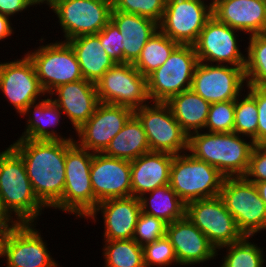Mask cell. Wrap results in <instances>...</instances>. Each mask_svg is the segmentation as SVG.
I'll use <instances>...</instances> for the list:
<instances>
[{
  "label": "cell",
  "mask_w": 266,
  "mask_h": 267,
  "mask_svg": "<svg viewBox=\"0 0 266 267\" xmlns=\"http://www.w3.org/2000/svg\"><path fill=\"white\" fill-rule=\"evenodd\" d=\"M93 152L75 141L67 148L65 157V187L62 199L53 207L84 219L95 208V196L90 179Z\"/></svg>",
  "instance_id": "5b68a950"
},
{
  "label": "cell",
  "mask_w": 266,
  "mask_h": 267,
  "mask_svg": "<svg viewBox=\"0 0 266 267\" xmlns=\"http://www.w3.org/2000/svg\"><path fill=\"white\" fill-rule=\"evenodd\" d=\"M139 200L141 212L160 218L167 224L185 216L186 204L169 184L143 194Z\"/></svg>",
  "instance_id": "f546056e"
},
{
  "label": "cell",
  "mask_w": 266,
  "mask_h": 267,
  "mask_svg": "<svg viewBox=\"0 0 266 267\" xmlns=\"http://www.w3.org/2000/svg\"><path fill=\"white\" fill-rule=\"evenodd\" d=\"M185 216L208 238L216 250L244 237L220 196L187 203Z\"/></svg>",
  "instance_id": "7c38bea8"
},
{
  "label": "cell",
  "mask_w": 266,
  "mask_h": 267,
  "mask_svg": "<svg viewBox=\"0 0 266 267\" xmlns=\"http://www.w3.org/2000/svg\"><path fill=\"white\" fill-rule=\"evenodd\" d=\"M36 223L19 224L10 233L5 249L6 267H57ZM49 252V253H48Z\"/></svg>",
  "instance_id": "d6986e66"
},
{
  "label": "cell",
  "mask_w": 266,
  "mask_h": 267,
  "mask_svg": "<svg viewBox=\"0 0 266 267\" xmlns=\"http://www.w3.org/2000/svg\"><path fill=\"white\" fill-rule=\"evenodd\" d=\"M167 104L183 131L190 136L204 129L210 103L191 89L173 96Z\"/></svg>",
  "instance_id": "83f0119b"
},
{
  "label": "cell",
  "mask_w": 266,
  "mask_h": 267,
  "mask_svg": "<svg viewBox=\"0 0 266 267\" xmlns=\"http://www.w3.org/2000/svg\"><path fill=\"white\" fill-rule=\"evenodd\" d=\"M236 32L239 33V30L219 22L212 16L194 44L199 62L245 67L246 55L239 49Z\"/></svg>",
  "instance_id": "9a60e30c"
},
{
  "label": "cell",
  "mask_w": 266,
  "mask_h": 267,
  "mask_svg": "<svg viewBox=\"0 0 266 267\" xmlns=\"http://www.w3.org/2000/svg\"><path fill=\"white\" fill-rule=\"evenodd\" d=\"M166 236L174 248L178 265L200 264L217 256L216 248L186 216L167 224Z\"/></svg>",
  "instance_id": "ffe728a7"
},
{
  "label": "cell",
  "mask_w": 266,
  "mask_h": 267,
  "mask_svg": "<svg viewBox=\"0 0 266 267\" xmlns=\"http://www.w3.org/2000/svg\"><path fill=\"white\" fill-rule=\"evenodd\" d=\"M150 105L134 110L146 132L150 151L173 155L188 151L189 136L174 118L170 106L163 102Z\"/></svg>",
  "instance_id": "8fae6325"
},
{
  "label": "cell",
  "mask_w": 266,
  "mask_h": 267,
  "mask_svg": "<svg viewBox=\"0 0 266 267\" xmlns=\"http://www.w3.org/2000/svg\"><path fill=\"white\" fill-rule=\"evenodd\" d=\"M26 54L33 62L42 88L49 95L62 84L84 79L75 53L65 41L42 44Z\"/></svg>",
  "instance_id": "30bf717a"
},
{
  "label": "cell",
  "mask_w": 266,
  "mask_h": 267,
  "mask_svg": "<svg viewBox=\"0 0 266 267\" xmlns=\"http://www.w3.org/2000/svg\"><path fill=\"white\" fill-rule=\"evenodd\" d=\"M111 21L123 36V63L134 64L147 41L159 29V24L147 17L112 9Z\"/></svg>",
  "instance_id": "d4e9b609"
},
{
  "label": "cell",
  "mask_w": 266,
  "mask_h": 267,
  "mask_svg": "<svg viewBox=\"0 0 266 267\" xmlns=\"http://www.w3.org/2000/svg\"><path fill=\"white\" fill-rule=\"evenodd\" d=\"M235 100L210 104L206 125L210 133H231L234 128Z\"/></svg>",
  "instance_id": "d590c367"
},
{
  "label": "cell",
  "mask_w": 266,
  "mask_h": 267,
  "mask_svg": "<svg viewBox=\"0 0 266 267\" xmlns=\"http://www.w3.org/2000/svg\"><path fill=\"white\" fill-rule=\"evenodd\" d=\"M66 42L73 49L83 78L87 81L96 84L116 64L106 53L96 34L74 37Z\"/></svg>",
  "instance_id": "4316f807"
},
{
  "label": "cell",
  "mask_w": 266,
  "mask_h": 267,
  "mask_svg": "<svg viewBox=\"0 0 266 267\" xmlns=\"http://www.w3.org/2000/svg\"><path fill=\"white\" fill-rule=\"evenodd\" d=\"M15 228H2L0 227V257L4 258L5 256V249L8 237L12 230Z\"/></svg>",
  "instance_id": "bcb514c9"
},
{
  "label": "cell",
  "mask_w": 266,
  "mask_h": 267,
  "mask_svg": "<svg viewBox=\"0 0 266 267\" xmlns=\"http://www.w3.org/2000/svg\"><path fill=\"white\" fill-rule=\"evenodd\" d=\"M255 186L257 187L259 196L265 202L266 205V181L257 182L255 183Z\"/></svg>",
  "instance_id": "7dc6e473"
},
{
  "label": "cell",
  "mask_w": 266,
  "mask_h": 267,
  "mask_svg": "<svg viewBox=\"0 0 266 267\" xmlns=\"http://www.w3.org/2000/svg\"><path fill=\"white\" fill-rule=\"evenodd\" d=\"M100 38L101 45L106 53L116 63H123L122 38L119 29L110 21L99 33L96 34Z\"/></svg>",
  "instance_id": "ab89813d"
},
{
  "label": "cell",
  "mask_w": 266,
  "mask_h": 267,
  "mask_svg": "<svg viewBox=\"0 0 266 267\" xmlns=\"http://www.w3.org/2000/svg\"><path fill=\"white\" fill-rule=\"evenodd\" d=\"M0 196L20 224H35L46 208L34 193L21 156L11 146L0 152Z\"/></svg>",
  "instance_id": "3957f363"
},
{
  "label": "cell",
  "mask_w": 266,
  "mask_h": 267,
  "mask_svg": "<svg viewBox=\"0 0 266 267\" xmlns=\"http://www.w3.org/2000/svg\"><path fill=\"white\" fill-rule=\"evenodd\" d=\"M133 114L134 110L126 106L99 103L94 114L76 130L79 138L74 141L90 152L102 153Z\"/></svg>",
  "instance_id": "e0dca14e"
},
{
  "label": "cell",
  "mask_w": 266,
  "mask_h": 267,
  "mask_svg": "<svg viewBox=\"0 0 266 267\" xmlns=\"http://www.w3.org/2000/svg\"><path fill=\"white\" fill-rule=\"evenodd\" d=\"M147 152L150 148L146 132L139 118L133 114L102 153L132 161Z\"/></svg>",
  "instance_id": "f1b7e54d"
},
{
  "label": "cell",
  "mask_w": 266,
  "mask_h": 267,
  "mask_svg": "<svg viewBox=\"0 0 266 267\" xmlns=\"http://www.w3.org/2000/svg\"><path fill=\"white\" fill-rule=\"evenodd\" d=\"M0 89L19 114L46 94L27 54L12 62H0Z\"/></svg>",
  "instance_id": "2e32d148"
},
{
  "label": "cell",
  "mask_w": 266,
  "mask_h": 267,
  "mask_svg": "<svg viewBox=\"0 0 266 267\" xmlns=\"http://www.w3.org/2000/svg\"><path fill=\"white\" fill-rule=\"evenodd\" d=\"M101 211L104 220V240L133 239L135 227L141 214V204L137 197L108 199L97 204L86 219L96 222ZM96 218V219H95Z\"/></svg>",
  "instance_id": "44dd1931"
},
{
  "label": "cell",
  "mask_w": 266,
  "mask_h": 267,
  "mask_svg": "<svg viewBox=\"0 0 266 267\" xmlns=\"http://www.w3.org/2000/svg\"><path fill=\"white\" fill-rule=\"evenodd\" d=\"M203 2H205L204 0H201ZM218 0H211V2L209 3L211 5V7H213L216 3H217Z\"/></svg>",
  "instance_id": "c3c4849f"
},
{
  "label": "cell",
  "mask_w": 266,
  "mask_h": 267,
  "mask_svg": "<svg viewBox=\"0 0 266 267\" xmlns=\"http://www.w3.org/2000/svg\"><path fill=\"white\" fill-rule=\"evenodd\" d=\"M213 16L221 23L250 35L266 33V3L263 0H218Z\"/></svg>",
  "instance_id": "603a6c76"
},
{
  "label": "cell",
  "mask_w": 266,
  "mask_h": 267,
  "mask_svg": "<svg viewBox=\"0 0 266 267\" xmlns=\"http://www.w3.org/2000/svg\"><path fill=\"white\" fill-rule=\"evenodd\" d=\"M252 183L266 181V144H255L246 174L243 176Z\"/></svg>",
  "instance_id": "60d3db41"
},
{
  "label": "cell",
  "mask_w": 266,
  "mask_h": 267,
  "mask_svg": "<svg viewBox=\"0 0 266 267\" xmlns=\"http://www.w3.org/2000/svg\"><path fill=\"white\" fill-rule=\"evenodd\" d=\"M19 224L20 223L16 219H13L11 213L5 208L2 197L0 196V227L16 228Z\"/></svg>",
  "instance_id": "ee69618b"
},
{
  "label": "cell",
  "mask_w": 266,
  "mask_h": 267,
  "mask_svg": "<svg viewBox=\"0 0 266 267\" xmlns=\"http://www.w3.org/2000/svg\"><path fill=\"white\" fill-rule=\"evenodd\" d=\"M245 67L199 62L195 68L191 90L210 104L235 100L247 86Z\"/></svg>",
  "instance_id": "5bb4252c"
},
{
  "label": "cell",
  "mask_w": 266,
  "mask_h": 267,
  "mask_svg": "<svg viewBox=\"0 0 266 267\" xmlns=\"http://www.w3.org/2000/svg\"><path fill=\"white\" fill-rule=\"evenodd\" d=\"M166 226L162 219L147 215L141 212L136 227L133 239L140 245L156 241L166 235Z\"/></svg>",
  "instance_id": "f35d334b"
},
{
  "label": "cell",
  "mask_w": 266,
  "mask_h": 267,
  "mask_svg": "<svg viewBox=\"0 0 266 267\" xmlns=\"http://www.w3.org/2000/svg\"><path fill=\"white\" fill-rule=\"evenodd\" d=\"M10 17L0 14V41L13 35L12 23L10 22Z\"/></svg>",
  "instance_id": "f6af8a7d"
},
{
  "label": "cell",
  "mask_w": 266,
  "mask_h": 267,
  "mask_svg": "<svg viewBox=\"0 0 266 267\" xmlns=\"http://www.w3.org/2000/svg\"><path fill=\"white\" fill-rule=\"evenodd\" d=\"M167 0H112L113 9L161 22Z\"/></svg>",
  "instance_id": "8d00e7d4"
},
{
  "label": "cell",
  "mask_w": 266,
  "mask_h": 267,
  "mask_svg": "<svg viewBox=\"0 0 266 267\" xmlns=\"http://www.w3.org/2000/svg\"><path fill=\"white\" fill-rule=\"evenodd\" d=\"M74 141L18 139L10 146L21 156L37 198L54 207L65 187V157Z\"/></svg>",
  "instance_id": "6da1fadb"
},
{
  "label": "cell",
  "mask_w": 266,
  "mask_h": 267,
  "mask_svg": "<svg viewBox=\"0 0 266 267\" xmlns=\"http://www.w3.org/2000/svg\"><path fill=\"white\" fill-rule=\"evenodd\" d=\"M178 45L158 29L144 45L139 58L133 65L143 76L147 77L165 63Z\"/></svg>",
  "instance_id": "4dcf8cb0"
},
{
  "label": "cell",
  "mask_w": 266,
  "mask_h": 267,
  "mask_svg": "<svg viewBox=\"0 0 266 267\" xmlns=\"http://www.w3.org/2000/svg\"><path fill=\"white\" fill-rule=\"evenodd\" d=\"M95 85L100 103L126 106L133 110L150 103L147 78L133 64L116 63Z\"/></svg>",
  "instance_id": "9c48e42d"
},
{
  "label": "cell",
  "mask_w": 266,
  "mask_h": 267,
  "mask_svg": "<svg viewBox=\"0 0 266 267\" xmlns=\"http://www.w3.org/2000/svg\"><path fill=\"white\" fill-rule=\"evenodd\" d=\"M57 15L64 41L99 33L110 21L112 0H44Z\"/></svg>",
  "instance_id": "ba28073f"
},
{
  "label": "cell",
  "mask_w": 266,
  "mask_h": 267,
  "mask_svg": "<svg viewBox=\"0 0 266 267\" xmlns=\"http://www.w3.org/2000/svg\"><path fill=\"white\" fill-rule=\"evenodd\" d=\"M90 179L98 203L131 197V164L129 160L93 153Z\"/></svg>",
  "instance_id": "ac0fdd59"
},
{
  "label": "cell",
  "mask_w": 266,
  "mask_h": 267,
  "mask_svg": "<svg viewBox=\"0 0 266 267\" xmlns=\"http://www.w3.org/2000/svg\"><path fill=\"white\" fill-rule=\"evenodd\" d=\"M246 55V85L266 86V33L249 36Z\"/></svg>",
  "instance_id": "d6a6232c"
},
{
  "label": "cell",
  "mask_w": 266,
  "mask_h": 267,
  "mask_svg": "<svg viewBox=\"0 0 266 267\" xmlns=\"http://www.w3.org/2000/svg\"><path fill=\"white\" fill-rule=\"evenodd\" d=\"M240 95L235 99L234 128L233 132L247 136L257 144L258 108L256 99L249 93ZM240 98V99H239Z\"/></svg>",
  "instance_id": "e575fe53"
},
{
  "label": "cell",
  "mask_w": 266,
  "mask_h": 267,
  "mask_svg": "<svg viewBox=\"0 0 266 267\" xmlns=\"http://www.w3.org/2000/svg\"><path fill=\"white\" fill-rule=\"evenodd\" d=\"M143 256L145 267H170L172 263L173 265L178 264L174 248L166 235L154 242L145 244L143 246Z\"/></svg>",
  "instance_id": "74e56055"
},
{
  "label": "cell",
  "mask_w": 266,
  "mask_h": 267,
  "mask_svg": "<svg viewBox=\"0 0 266 267\" xmlns=\"http://www.w3.org/2000/svg\"><path fill=\"white\" fill-rule=\"evenodd\" d=\"M258 108L257 144H266V86L247 85Z\"/></svg>",
  "instance_id": "b9f144b4"
},
{
  "label": "cell",
  "mask_w": 266,
  "mask_h": 267,
  "mask_svg": "<svg viewBox=\"0 0 266 267\" xmlns=\"http://www.w3.org/2000/svg\"><path fill=\"white\" fill-rule=\"evenodd\" d=\"M198 63L194 45H178L165 63L146 77L150 102L167 103L189 90Z\"/></svg>",
  "instance_id": "8992f818"
},
{
  "label": "cell",
  "mask_w": 266,
  "mask_h": 267,
  "mask_svg": "<svg viewBox=\"0 0 266 267\" xmlns=\"http://www.w3.org/2000/svg\"><path fill=\"white\" fill-rule=\"evenodd\" d=\"M231 133H200L189 136L188 151L218 169L225 177H243L248 169L253 140Z\"/></svg>",
  "instance_id": "7a4b0ae2"
},
{
  "label": "cell",
  "mask_w": 266,
  "mask_h": 267,
  "mask_svg": "<svg viewBox=\"0 0 266 267\" xmlns=\"http://www.w3.org/2000/svg\"><path fill=\"white\" fill-rule=\"evenodd\" d=\"M40 3L44 4V0H0V14L13 17L30 6L41 5Z\"/></svg>",
  "instance_id": "7bdbcfd3"
},
{
  "label": "cell",
  "mask_w": 266,
  "mask_h": 267,
  "mask_svg": "<svg viewBox=\"0 0 266 267\" xmlns=\"http://www.w3.org/2000/svg\"><path fill=\"white\" fill-rule=\"evenodd\" d=\"M224 179L218 169L190 153L173 156L169 185L185 204L219 196Z\"/></svg>",
  "instance_id": "277c9868"
},
{
  "label": "cell",
  "mask_w": 266,
  "mask_h": 267,
  "mask_svg": "<svg viewBox=\"0 0 266 267\" xmlns=\"http://www.w3.org/2000/svg\"><path fill=\"white\" fill-rule=\"evenodd\" d=\"M212 16L211 5L201 0H167L159 29L179 45H194Z\"/></svg>",
  "instance_id": "4fadbf2b"
},
{
  "label": "cell",
  "mask_w": 266,
  "mask_h": 267,
  "mask_svg": "<svg viewBox=\"0 0 266 267\" xmlns=\"http://www.w3.org/2000/svg\"><path fill=\"white\" fill-rule=\"evenodd\" d=\"M252 237L244 236L240 241L220 247L217 250L226 248L227 255L223 256L220 267H264L263 248L249 242Z\"/></svg>",
  "instance_id": "836d02e7"
},
{
  "label": "cell",
  "mask_w": 266,
  "mask_h": 267,
  "mask_svg": "<svg viewBox=\"0 0 266 267\" xmlns=\"http://www.w3.org/2000/svg\"><path fill=\"white\" fill-rule=\"evenodd\" d=\"M104 267H145L143 246L134 239L104 240Z\"/></svg>",
  "instance_id": "1f68e13d"
},
{
  "label": "cell",
  "mask_w": 266,
  "mask_h": 267,
  "mask_svg": "<svg viewBox=\"0 0 266 267\" xmlns=\"http://www.w3.org/2000/svg\"><path fill=\"white\" fill-rule=\"evenodd\" d=\"M243 236L266 230V205L255 183L244 177H225L219 195Z\"/></svg>",
  "instance_id": "52a82bcc"
},
{
  "label": "cell",
  "mask_w": 266,
  "mask_h": 267,
  "mask_svg": "<svg viewBox=\"0 0 266 267\" xmlns=\"http://www.w3.org/2000/svg\"><path fill=\"white\" fill-rule=\"evenodd\" d=\"M20 115L29 118L25 131L18 139L74 141L72 137H63L52 129L59 125L60 117L64 114L51 97L30 104ZM49 126H52L51 131L47 129Z\"/></svg>",
  "instance_id": "484cf974"
},
{
  "label": "cell",
  "mask_w": 266,
  "mask_h": 267,
  "mask_svg": "<svg viewBox=\"0 0 266 267\" xmlns=\"http://www.w3.org/2000/svg\"><path fill=\"white\" fill-rule=\"evenodd\" d=\"M52 101L68 117L74 130H78L93 114L100 103L96 85L85 79L62 84L54 89L50 95Z\"/></svg>",
  "instance_id": "7402d4cb"
},
{
  "label": "cell",
  "mask_w": 266,
  "mask_h": 267,
  "mask_svg": "<svg viewBox=\"0 0 266 267\" xmlns=\"http://www.w3.org/2000/svg\"><path fill=\"white\" fill-rule=\"evenodd\" d=\"M173 156L166 152L150 151L130 161L131 196L140 198L145 193L169 184Z\"/></svg>",
  "instance_id": "cb8c5ba5"
}]
</instances>
